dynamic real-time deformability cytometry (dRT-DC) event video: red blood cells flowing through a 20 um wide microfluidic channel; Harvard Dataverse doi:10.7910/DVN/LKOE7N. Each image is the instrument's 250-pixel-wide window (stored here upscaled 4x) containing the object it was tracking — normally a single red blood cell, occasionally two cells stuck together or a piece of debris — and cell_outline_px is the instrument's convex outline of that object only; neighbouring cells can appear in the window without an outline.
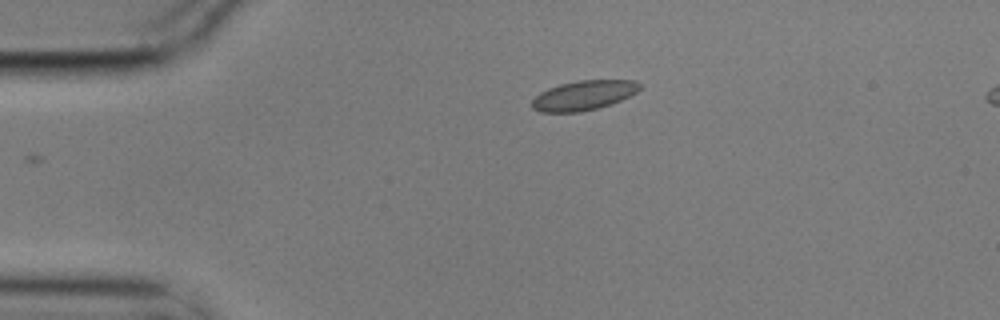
{"species": "common noctule bat (a hibernating species)", "species_latin": "Nyctalus noctula", "temperature_condition": "cold", "stored_images_in_passage": 3, "camera_frame_rate_fps": 3000, "um_per_image_px": 0.085, "animal": {"sex": "male", "body_mass_g": 17.9}, "frame": {"image": 1, "passage_image": 3, "time_ms": 0.667, "image_size_px": [1000, 320], "cell_outline_px": [[640, 88], [636, 92], [620, 100], [596, 108], [580, 112], [540, 112], [532, 108], [532, 100], [540, 92], [548, 88], [560, 84], [580, 80], [636, 80], [640, 84]], "centroid_in_image_um": [49.58, 8.1], "position_along_channel_um": 35.4, "area_um2": 18.38}}